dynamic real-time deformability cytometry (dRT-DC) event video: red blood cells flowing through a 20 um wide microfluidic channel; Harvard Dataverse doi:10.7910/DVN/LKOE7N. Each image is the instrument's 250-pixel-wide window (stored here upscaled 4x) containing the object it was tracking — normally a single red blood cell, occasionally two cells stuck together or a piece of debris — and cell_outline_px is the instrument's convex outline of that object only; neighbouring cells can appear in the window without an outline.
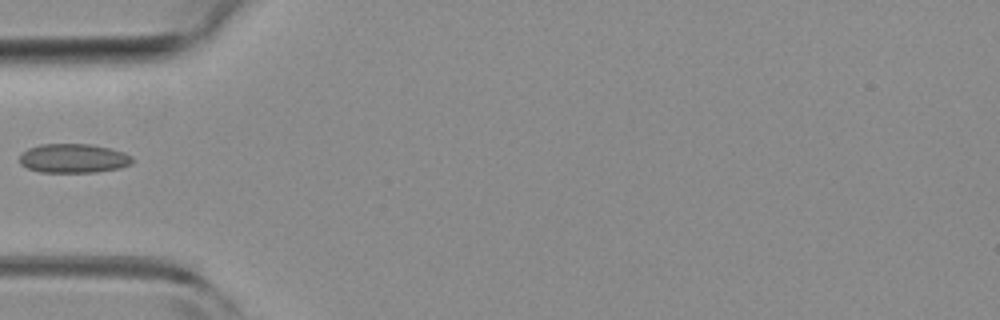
{"species": "common noctule bat (a hibernating species)", "species_latin": "Nyctalus noctula", "temperature_condition": "room temperature", "stored_images_in_passage": 2, "camera_frame_rate_fps": 3000, "um_per_image_px": 0.085, "animal": {"sex": "female", "body_mass_g": 19.3, "forearm_length_mm": 54.1}, "frame": {"image": 1, "passage_image": 2, "time_ms": 0.333, "image_size_px": [1000, 320], "cell_outline_px": [[132, 164], [120, 168], [96, 172], [40, 172], [28, 168], [20, 164], [20, 156], [28, 148], [40, 144], [92, 144], [124, 152], [132, 156]], "centroid_in_image_um": [6.26, 13.46], "position_along_channel_um": 78.7, "area_um2": 19.13}}